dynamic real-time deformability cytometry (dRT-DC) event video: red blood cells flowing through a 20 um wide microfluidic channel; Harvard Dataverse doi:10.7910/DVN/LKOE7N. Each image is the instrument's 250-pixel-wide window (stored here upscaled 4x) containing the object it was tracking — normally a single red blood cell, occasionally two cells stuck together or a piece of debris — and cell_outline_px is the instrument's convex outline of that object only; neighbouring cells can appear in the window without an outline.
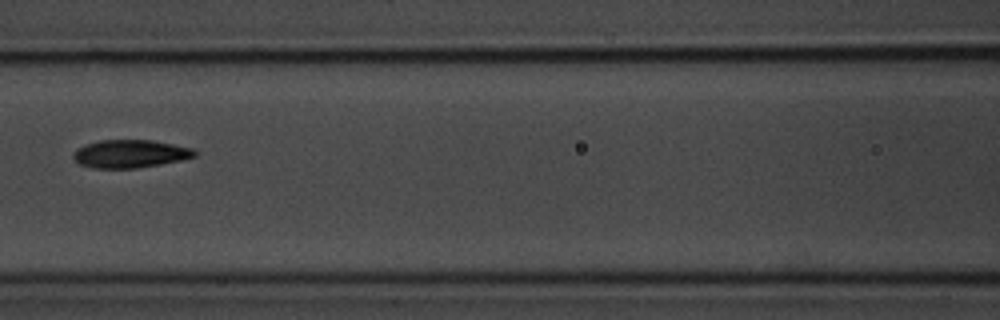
{"species": "common noctule bat (a hibernating species)", "species_latin": "Nyctalus noctula", "temperature_condition": "room temperature", "stored_images_in_passage": 7, "camera_frame_rate_fps": 3000, "um_per_image_px": 0.085, "animal": {"sex": "male", "body_mass_g": 20.1, "forearm_length_mm": 53.5}, "frame": {"image": 1, "passage_image": 7, "time_ms": 7.0, "image_size_px": [1000, 320], "cell_outline_px": [[196, 156], [180, 160], [160, 164], [136, 168], [92, 168], [80, 164], [72, 156], [76, 148], [84, 144], [100, 140], [152, 140], [192, 148], [196, 152]], "centroid_in_image_um": [11.03, 13.07], "position_along_channel_um": 155.6, "area_um2": 19.71}}